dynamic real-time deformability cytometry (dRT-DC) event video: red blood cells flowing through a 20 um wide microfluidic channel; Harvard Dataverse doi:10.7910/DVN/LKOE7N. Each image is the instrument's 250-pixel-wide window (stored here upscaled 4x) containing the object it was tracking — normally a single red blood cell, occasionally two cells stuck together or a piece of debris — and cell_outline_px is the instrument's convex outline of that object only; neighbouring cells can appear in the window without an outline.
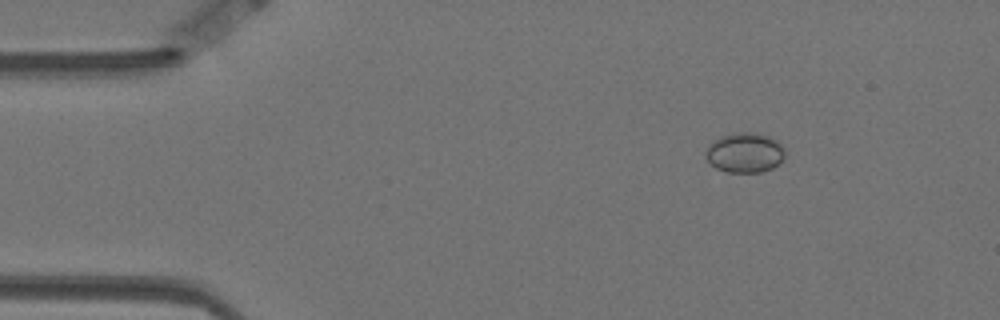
{"species": "Egyptian fruit bat (a non-hibernating species)", "species_latin": "Rousettus aegyptiacus", "temperature_condition": "warm", "stored_images_in_passage": 35, "camera_frame_rate_fps": 3000, "um_per_image_px": 0.085, "animal": {"sex": "female"}, "frame": {"image": 1, "passage_image": 6, "time_ms": 1.667, "image_size_px": [1000, 320], "cell_outline_px": [[784, 156], [772, 168], [760, 172], [728, 172], [716, 168], [704, 156], [708, 144], [732, 132], [752, 132], [768, 136], [776, 140], [784, 148]], "centroid_in_image_um": [63.28, 12.97], "position_along_channel_um": 21.7, "area_um2": 18.21}}
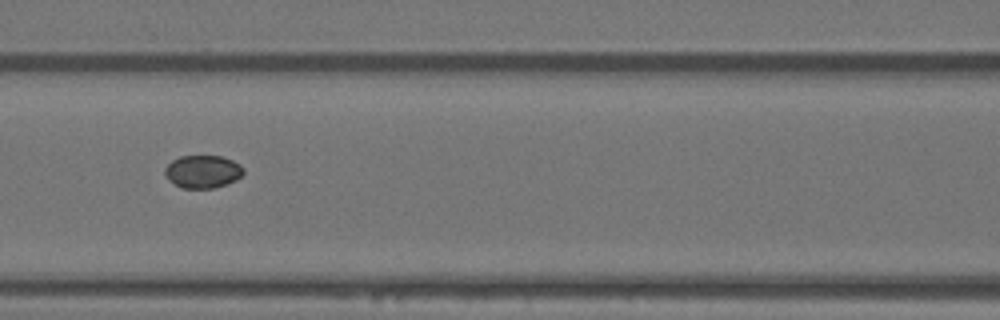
{"frame": {"image": 2, "passage_image": 23, "time_ms": 7.333, "image_size_px": [1000, 320], "cell_outline_px": [[244, 172], [236, 180], [228, 184], [212, 188], [180, 188], [168, 180], [164, 172], [164, 168], [172, 160], [180, 156], [220, 156], [232, 160], [240, 164], [244, 168]], "centroid_in_image_um": [17.22, 14.59], "position_along_channel_um": 149.4, "area_um2": 15.14}}
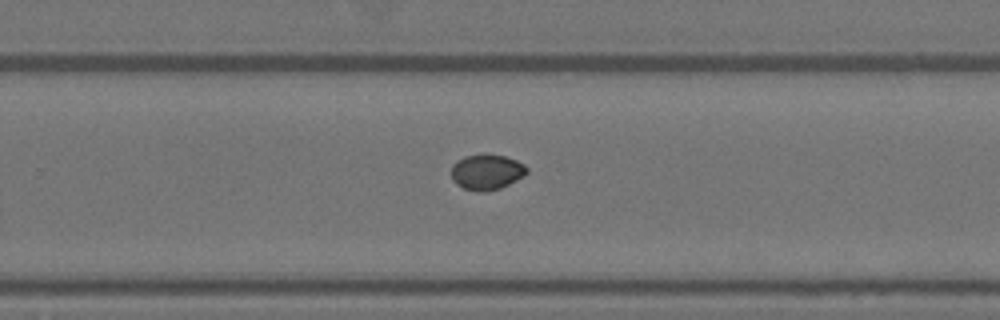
{"frame": {"image": 3, "passage_image": 35, "time_ms": 11.333, "image_size_px": [1000, 320], "cell_outline_px": [[528, 172], [524, 176], [500, 188], [484, 192], [480, 192], [464, 188], [456, 184], [452, 180], [452, 164], [456, 160], [464, 156], [504, 156], [516, 160], [524, 164], [528, 168]], "centroid_in_image_um": [41.37, 14.64], "position_along_channel_um": 288.4, "area_um2": 15.32}}